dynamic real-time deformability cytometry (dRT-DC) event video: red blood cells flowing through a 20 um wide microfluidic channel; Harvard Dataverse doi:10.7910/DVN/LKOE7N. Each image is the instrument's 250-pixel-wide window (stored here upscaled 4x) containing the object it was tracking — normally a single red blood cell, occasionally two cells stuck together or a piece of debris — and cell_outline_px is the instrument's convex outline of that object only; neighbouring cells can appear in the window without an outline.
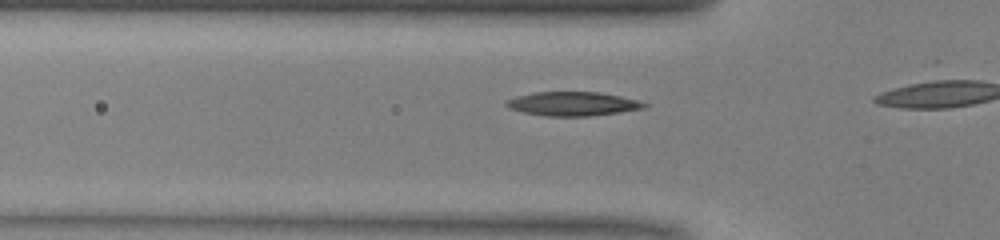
{"species": "common noctule bat (a hibernating species)", "species_latin": "Nyctalus noctula", "temperature_condition": "warm", "stored_images_in_passage": 4, "camera_frame_rate_fps": 3000, "um_per_image_px": 0.085, "animal": {"sex": "male", "body_mass_g": 13.0, "forearm_length_mm": 53.1}, "frame": {"image": 1, "passage_image": 2, "time_ms": 0.333, "image_size_px": [1000, 240], "cell_outline_px": [[648, 104], [644, 108], [620, 112], [588, 116], [548, 116], [524, 112], [508, 108], [504, 104], [504, 100], [516, 96], [536, 92], [600, 92], [620, 96], [636, 100]], "centroid_in_image_um": [48.64, 8.82], "position_along_channel_um": 77.2, "area_um2": 19.19}}